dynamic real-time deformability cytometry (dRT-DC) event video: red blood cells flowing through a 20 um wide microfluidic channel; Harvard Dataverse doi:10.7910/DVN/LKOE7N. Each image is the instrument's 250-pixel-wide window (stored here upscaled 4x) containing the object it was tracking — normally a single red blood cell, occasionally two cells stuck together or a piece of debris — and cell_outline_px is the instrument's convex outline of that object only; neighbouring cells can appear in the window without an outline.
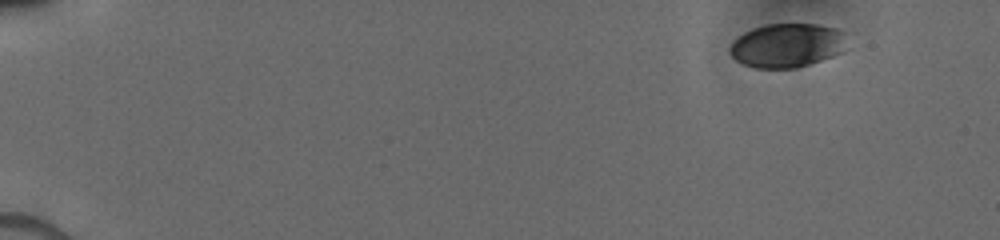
{"species": "human", "species_latin": "Homo sapiens", "temperature_condition": "cold", "stored_images_in_passage": 8, "camera_frame_rate_fps": 3000, "um_per_image_px": 0.085, "donor": {"sex": "male"}, "frame": {"image": 1, "passage_image": 1, "time_ms": 0.0, "image_size_px": [1000, 240], "cell_outline_px": [[844, 52], [796, 68], [756, 68], [744, 64], [736, 60], [728, 52], [728, 48], [744, 32], [768, 24], [816, 24], [836, 28], [844, 32]], "centroid_in_image_um": [66.9, 3.86], "position_along_channel_um": 18.1, "area_um2": 29.71}}
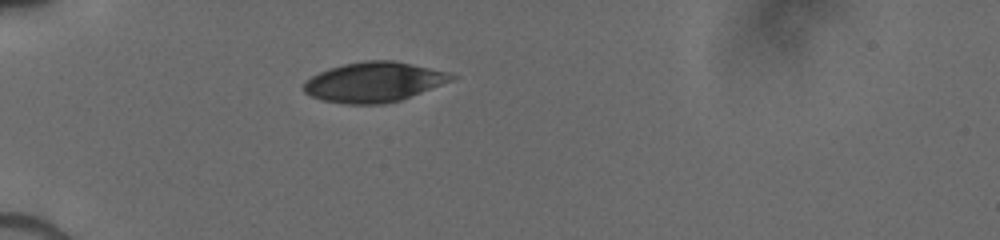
{"frame": {"image": 2, "passage_image": 6, "time_ms": 4.0, "image_size_px": [1000, 240], "cell_outline_px": [[460, 76], [452, 80], [400, 100], [384, 104], [344, 104], [320, 100], [304, 92], [304, 84], [312, 76], [328, 68], [344, 64], [364, 60], [392, 60], [448, 72]], "centroid_in_image_um": [31.77, 6.98], "position_along_channel_um": 53.2, "area_um2": 34.16}}
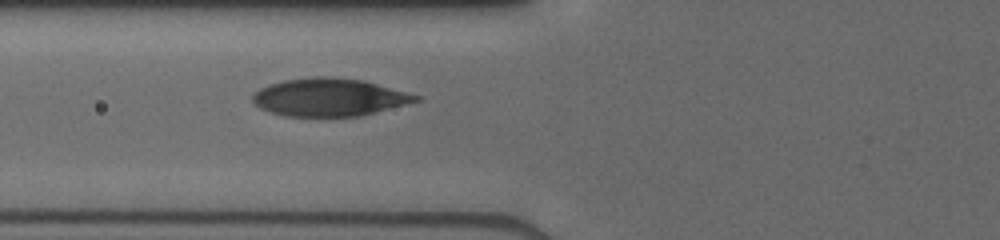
{"frame": {"image": 3, "passage_image": 8, "time_ms": 5.667, "image_size_px": [1000, 240], "cell_outline_px": [[424, 96], [420, 100], [360, 116], [284, 116], [260, 108], [252, 100], [252, 96], [260, 88], [284, 80], [312, 76], [328, 76], [364, 80]], "centroid_in_image_um": [28.02, 8.25], "position_along_channel_um": 97.8, "area_um2": 35.89}}